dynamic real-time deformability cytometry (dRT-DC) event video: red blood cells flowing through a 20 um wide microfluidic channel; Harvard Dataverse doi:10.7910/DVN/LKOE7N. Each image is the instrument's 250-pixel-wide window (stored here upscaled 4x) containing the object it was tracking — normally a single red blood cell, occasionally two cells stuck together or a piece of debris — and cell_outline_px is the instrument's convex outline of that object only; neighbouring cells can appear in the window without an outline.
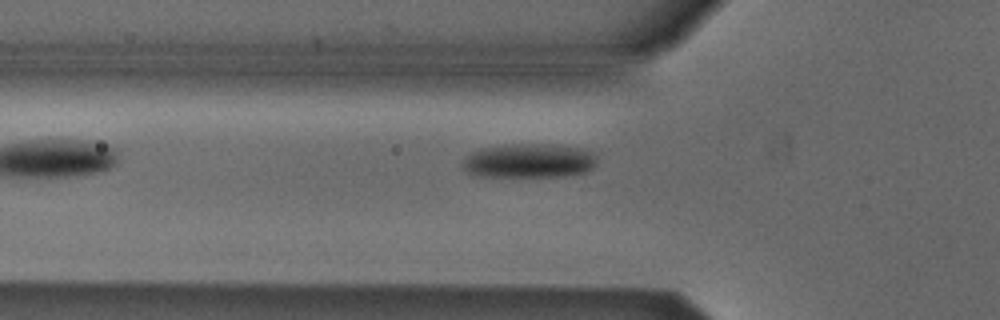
{"species": "Egyptian fruit bat (a non-hibernating species)", "species_latin": "Rousettus aegyptiacus", "temperature_condition": "cold", "stored_images_in_passage": 5, "camera_frame_rate_fps": 3000, "um_per_image_px": 0.085, "animal": {"sex": "male"}, "frame": {"image": 1, "passage_image": 5, "time_ms": 1.333, "image_size_px": [1000, 320], "cell_outline_px": [[600, 152], [596, 164], [592, 168], [584, 172], [564, 176], [484, 176], [468, 172], [464, 168], [464, 156], [480, 148], [508, 144], [548, 144], [580, 148]], "centroid_in_image_um": [45.05, 13.64], "position_along_channel_um": 80.8, "area_um2": 26.93}}